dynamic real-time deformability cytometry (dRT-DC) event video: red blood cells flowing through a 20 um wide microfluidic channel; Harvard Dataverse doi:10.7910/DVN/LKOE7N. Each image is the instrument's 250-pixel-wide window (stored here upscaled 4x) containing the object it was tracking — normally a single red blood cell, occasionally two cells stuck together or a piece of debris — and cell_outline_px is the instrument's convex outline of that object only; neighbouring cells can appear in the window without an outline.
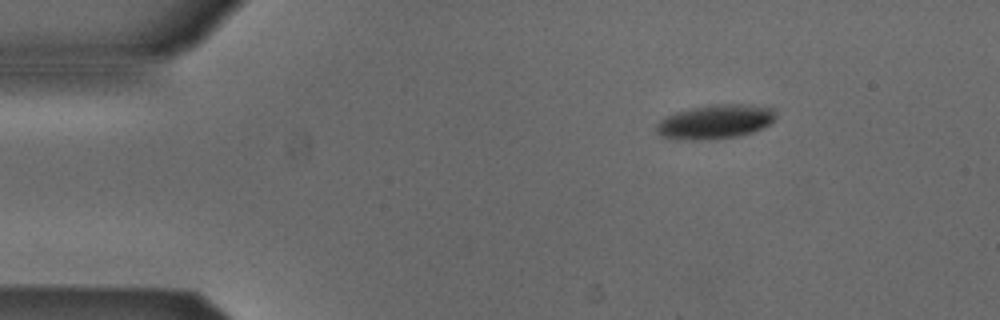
{"species": "Egyptian fruit bat (a non-hibernating species)", "species_latin": "Rousettus aegyptiacus", "temperature_condition": "cold", "stored_images_in_passage": 46, "camera_frame_rate_fps": 3000, "um_per_image_px": 0.085, "animal": {"sex": "male"}, "frame": {"image": 1, "passage_image": 1, "time_ms": 0.0, "image_size_px": [1000, 320], "cell_outline_px": [[776, 120], [752, 132], [740, 136], [712, 140], [676, 140], [660, 136], [656, 132], [656, 124], [660, 120], [668, 116], [680, 112], [696, 108], [716, 104], [748, 104], [776, 108]], "centroid_in_image_um": [60.83, 10.37], "position_along_channel_um": 24.2, "area_um2": 23.87}}
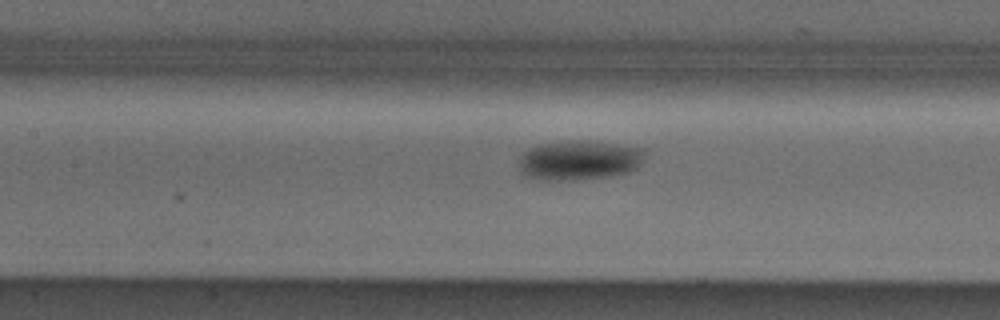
{"frame": {"image": 2, "passage_image": 17, "time_ms": 5.333, "image_size_px": [1000, 320], "cell_outline_px": [[648, 148], [644, 160], [636, 168], [628, 172], [612, 176], [568, 180], [548, 180], [524, 176], [520, 172], [520, 156], [528, 148], [540, 144], [572, 140], [584, 140]], "centroid_in_image_um": [49.27, 13.6], "position_along_channel_um": 158.1, "area_um2": 29.36}}
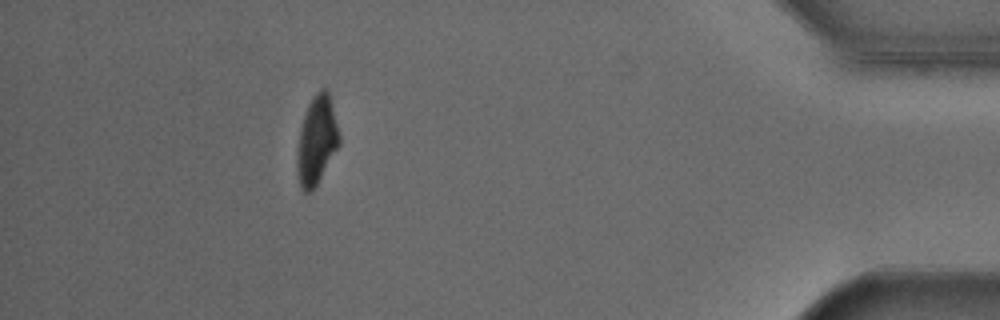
{"frame": {"image": 3, "passage_image": 41, "time_ms": 13.333, "image_size_px": [1000, 320], "cell_outline_px": [[340, 144], [312, 192], [304, 192], [300, 188], [296, 168], [296, 160], [300, 128], [308, 104], [316, 92], [320, 88], [324, 88], [328, 92], [340, 136]], "centroid_in_image_um": [26.9, 11.96], "position_along_channel_um": 408.3, "area_um2": 21.56}, "authors_computed_cell_mechanics": {"area_um2": 25.4031, "velocity_mm_per_s": 3.8464, "shape_relaxation_time_tau1_ms": 1.9271, "shape_relaxation_time_tau2_ms": null, "deformation_change_tau1": 0.0937, "deformation_change_tau2": null}}